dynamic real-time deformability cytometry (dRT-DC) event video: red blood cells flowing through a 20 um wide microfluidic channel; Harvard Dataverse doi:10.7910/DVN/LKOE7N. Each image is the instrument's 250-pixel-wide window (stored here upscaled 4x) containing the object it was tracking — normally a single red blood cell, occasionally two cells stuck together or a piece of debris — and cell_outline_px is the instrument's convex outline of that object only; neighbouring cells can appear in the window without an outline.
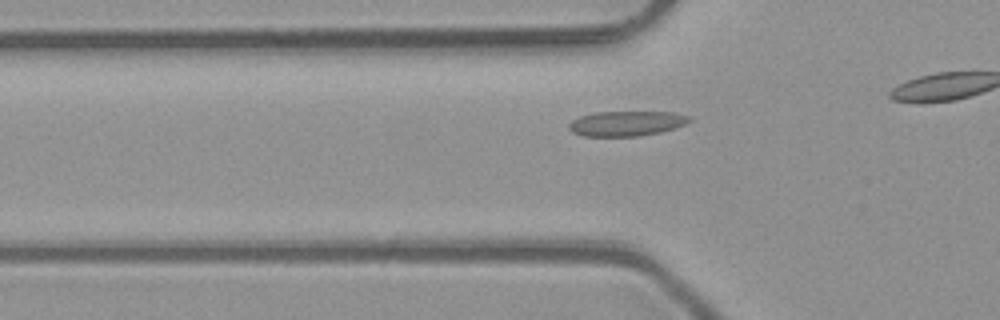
{"species": "common noctule bat (a hibernating species)", "species_latin": "Nyctalus noctula", "temperature_condition": "room temperature", "stored_images_in_passage": 10, "camera_frame_rate_fps": 3000, "um_per_image_px": 0.085, "animal": {"sex": "male", "body_mass_g": 23.1, "forearm_length_mm": 52.7}, "frame": {"image": 1, "passage_image": 5, "time_ms": 1.333, "image_size_px": [1000, 320], "cell_outline_px": [[692, 120], [684, 124], [660, 132], [636, 136], [584, 136], [572, 132], [568, 128], [568, 124], [572, 120], [580, 116], [592, 112], [672, 112], [692, 116]], "centroid_in_image_um": [53.22, 10.48], "position_along_channel_um": 72.6, "area_um2": 17.51}}
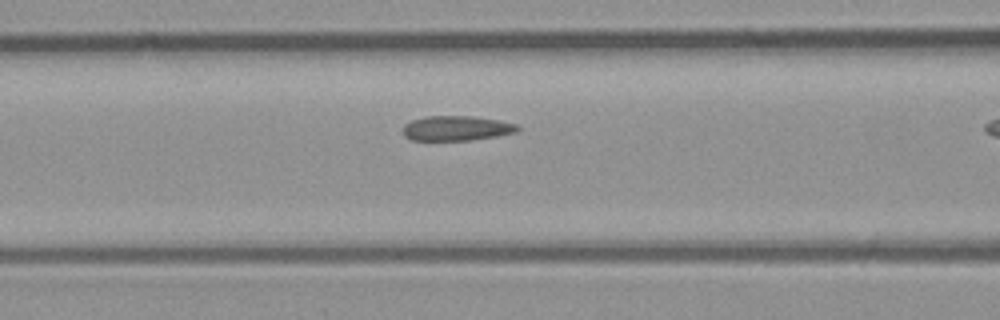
{"frame": {"image": 2, "passage_image": 9, "time_ms": 2.667, "image_size_px": [1000, 320], "cell_outline_px": [[520, 128], [516, 132], [496, 136], [472, 140], [412, 140], [404, 136], [404, 124], [412, 120], [424, 116], [472, 116], [500, 120], [516, 124]], "centroid_in_image_um": [38.8, 10.89], "position_along_channel_um": 127.8, "area_um2": 16.59}}